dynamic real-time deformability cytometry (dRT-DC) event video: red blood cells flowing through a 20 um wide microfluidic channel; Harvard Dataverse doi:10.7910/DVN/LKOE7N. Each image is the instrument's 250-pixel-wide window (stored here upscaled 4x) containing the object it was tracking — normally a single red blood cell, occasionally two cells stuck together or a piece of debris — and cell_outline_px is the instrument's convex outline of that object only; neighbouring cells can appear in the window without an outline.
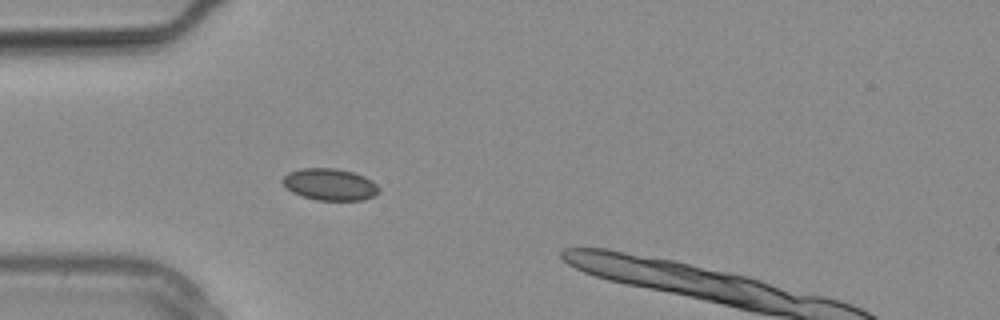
{"species": "common noctule bat (a hibernating species)", "species_latin": "Nyctalus noctula", "temperature_condition": "warm", "stored_images_in_passage": 11, "camera_frame_rate_fps": 3000, "um_per_image_px": 0.085, "animal": {"sex": "male", "body_mass_g": 20.4}, "frame": {"image": 1, "passage_image": 4, "time_ms": 1.0, "image_size_px": [1000, 320], "cell_outline_px": [[380, 192], [372, 196], [360, 200], [316, 200], [292, 192], [280, 180], [288, 172], [300, 168], [336, 168], [352, 172], [364, 176], [372, 180], [380, 188]], "centroid_in_image_um": [28.04, 15.66], "position_along_channel_um": 57.0, "area_um2": 17.8}}